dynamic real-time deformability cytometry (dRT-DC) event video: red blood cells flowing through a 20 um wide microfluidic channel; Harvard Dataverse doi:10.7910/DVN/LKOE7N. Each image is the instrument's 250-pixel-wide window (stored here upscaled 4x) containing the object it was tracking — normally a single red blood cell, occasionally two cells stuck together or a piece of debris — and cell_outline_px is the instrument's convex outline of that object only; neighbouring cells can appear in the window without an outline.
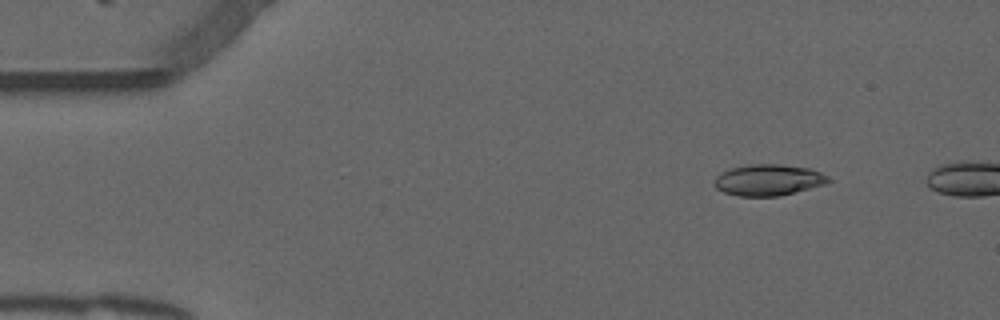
{"species": "common noctule bat (a hibernating species)", "species_latin": "Nyctalus noctula", "temperature_condition": "warm", "stored_images_in_passage": 43, "camera_frame_rate_fps": 3000, "um_per_image_px": 0.085, "animal": {"sex": "male", "forearm_length_mm": 52.5}, "frame": {"image": 1, "passage_image": 1, "time_ms": 0.0, "image_size_px": [1000, 320], "cell_outline_px": [[832, 180], [824, 184], [780, 196], [740, 196], [724, 192], [716, 188], [712, 184], [712, 180], [716, 176], [732, 168], [752, 164], [780, 164], [808, 168], [820, 172], [828, 176]], "centroid_in_image_um": [65.29, 15.3], "position_along_channel_um": 19.7, "area_um2": 20.63}}
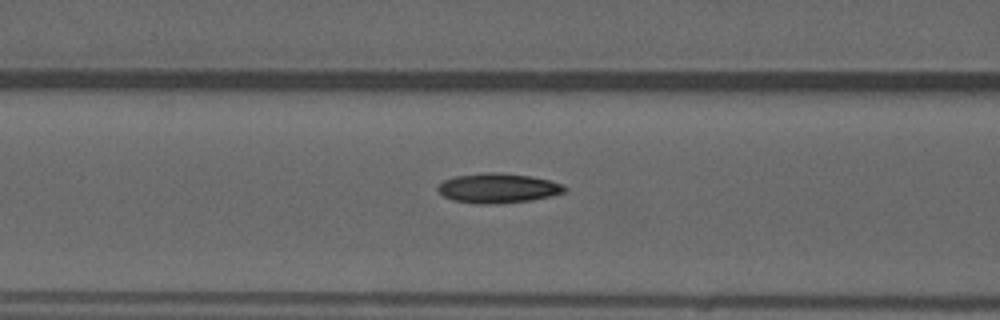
{"frame": {"image": 2, "passage_image": 16, "time_ms": 5.0, "image_size_px": [1000, 320], "cell_outline_px": [[568, 188], [564, 192], [552, 196], [532, 200], [496, 204], [484, 204], [452, 200], [444, 196], [436, 188], [444, 180], [456, 176], [484, 172], [500, 172], [528, 176], [548, 180], [564, 184]], "centroid_in_image_um": [42.35, 15.99], "position_along_channel_um": 124.2, "area_um2": 21.91}}
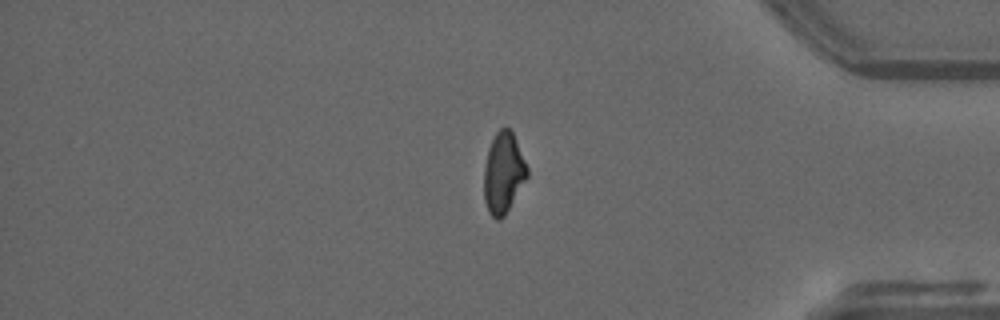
{"frame": {"image": 3, "passage_image": 39, "time_ms": 12.667, "image_size_px": [1000, 320], "cell_outline_px": [[528, 176], [504, 216], [500, 220], [496, 220], [488, 212], [484, 200], [484, 168], [488, 148], [496, 132], [500, 128], [508, 128], [512, 132], [528, 168]], "centroid_in_image_um": [42.77, 14.72], "position_along_channel_um": 392.4, "area_um2": 20.17}}